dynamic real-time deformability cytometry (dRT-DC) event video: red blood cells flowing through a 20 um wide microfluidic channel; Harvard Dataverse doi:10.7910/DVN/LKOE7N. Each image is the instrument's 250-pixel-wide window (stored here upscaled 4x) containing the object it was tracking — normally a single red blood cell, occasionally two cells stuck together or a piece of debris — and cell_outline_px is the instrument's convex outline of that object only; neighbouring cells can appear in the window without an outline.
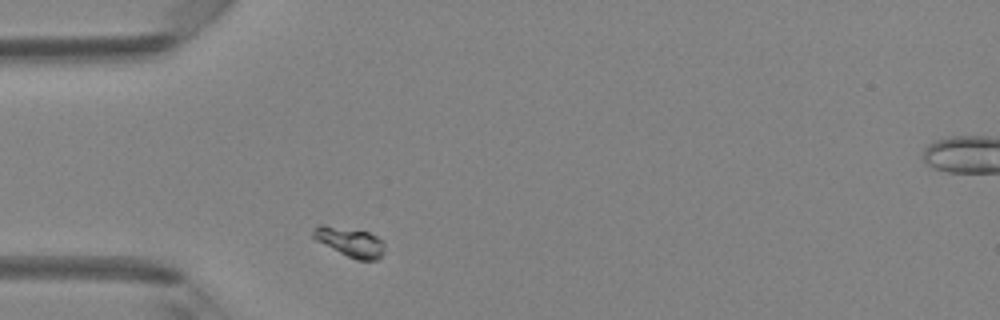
{"species": "Egyptian fruit bat (a non-hibernating species)", "species_latin": "Rousettus aegyptiacus", "temperature_condition": "room temperature", "stored_images_in_passage": 31, "camera_frame_rate_fps": 3000, "um_per_image_px": 0.085, "animal": {"sex": "female"}, "frame": {"image": 1, "passage_image": 2, "time_ms": 0.333, "image_size_px": [1000, 320], "cell_outline_px": [[384, 252], [376, 260], [356, 260], [316, 240], [312, 236], [312, 228], [320, 224], [324, 224], [368, 232], [384, 240]], "centroid_in_image_um": [29.75, 20.55], "position_along_channel_um": 55.2, "area_um2": 12.2}}
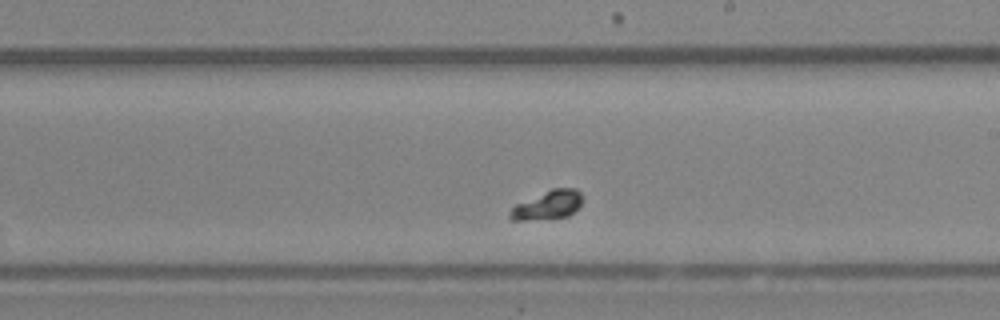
{"frame": {"image": 2, "passage_image": 17, "time_ms": 5.333, "image_size_px": [1000, 320], "cell_outline_px": [[584, 196], [580, 208], [568, 216], [524, 220], [512, 220], [508, 216], [508, 212], [516, 204], [552, 188], [576, 188]], "centroid_in_image_um": [46.6, 17.41], "position_along_channel_um": 242.4, "area_um2": 12.2}}
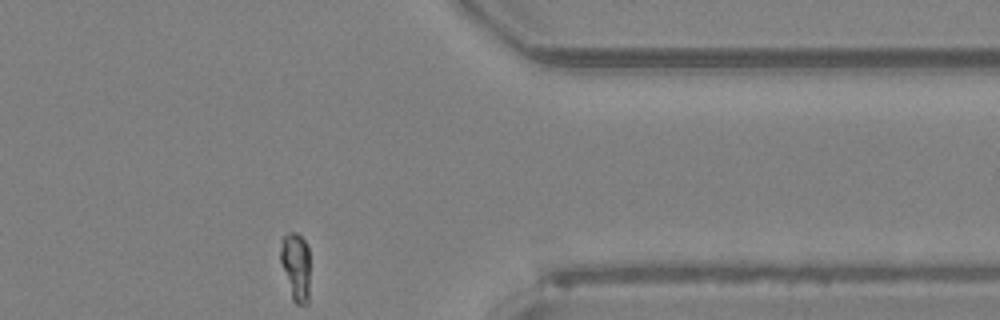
{"frame": {"image": 3, "passage_image": 29, "time_ms": 9.333, "image_size_px": [1000, 320], "cell_outline_px": [[308, 304], [296, 304], [292, 300], [280, 260], [280, 240], [288, 232], [296, 232], [308, 244]], "centroid_in_image_um": [25.12, 22.62], "position_along_channel_um": 386.3, "area_um2": 11.68}}